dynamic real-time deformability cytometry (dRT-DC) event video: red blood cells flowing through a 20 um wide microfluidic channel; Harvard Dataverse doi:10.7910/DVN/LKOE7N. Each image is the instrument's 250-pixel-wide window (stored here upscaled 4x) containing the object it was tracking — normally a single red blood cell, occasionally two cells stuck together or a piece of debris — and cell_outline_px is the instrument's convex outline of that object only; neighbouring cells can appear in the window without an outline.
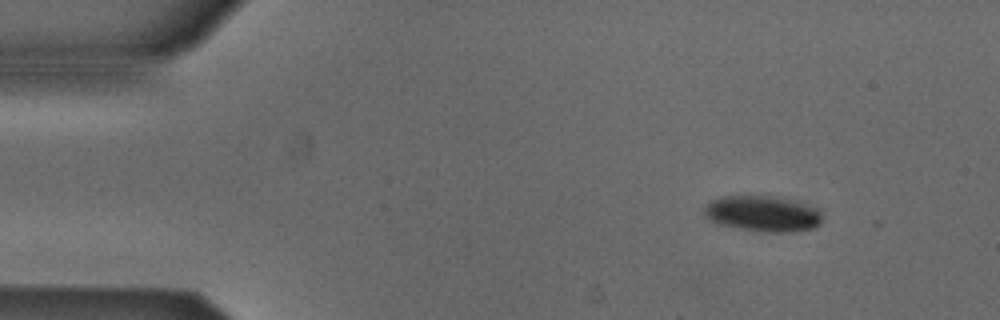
{"species": "Egyptian fruit bat (a non-hibernating species)", "species_latin": "Rousettus aegyptiacus", "temperature_condition": "cold", "stored_images_in_passage": 6, "camera_frame_rate_fps": 3000, "um_per_image_px": 0.085, "animal": {"sex": "male"}, "frame": {"image": 1, "passage_image": 1, "time_ms": 0.0, "image_size_px": [1000, 320], "cell_outline_px": [[820, 224], [812, 228], [784, 232], [764, 232], [740, 228], [720, 224], [704, 216], [704, 208], [712, 200], [720, 196], [764, 192], [784, 196], [820, 208]], "centroid_in_image_um": [64.84, 18.07], "position_along_channel_um": 20.2, "area_um2": 25.61}}